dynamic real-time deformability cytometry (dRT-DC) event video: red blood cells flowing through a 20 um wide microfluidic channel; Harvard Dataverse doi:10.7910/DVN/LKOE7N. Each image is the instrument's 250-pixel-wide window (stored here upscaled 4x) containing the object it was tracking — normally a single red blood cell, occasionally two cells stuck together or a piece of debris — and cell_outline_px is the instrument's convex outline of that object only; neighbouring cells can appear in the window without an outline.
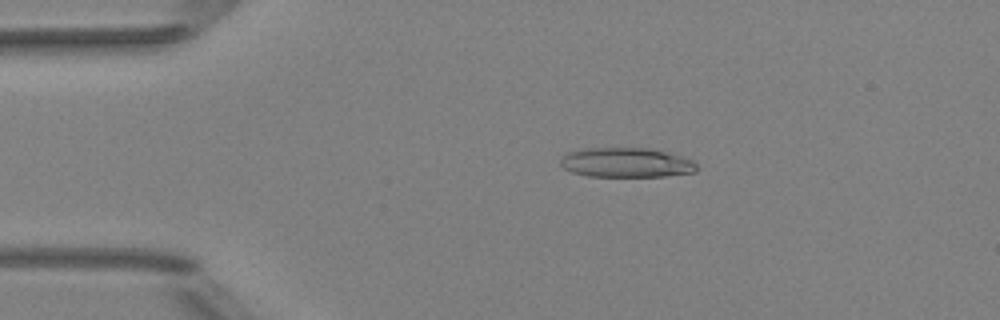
{"species": "Egyptian fruit bat (a non-hibernating species)", "species_latin": "Rousettus aegyptiacus", "temperature_condition": "room temperature", "stored_images_in_passage": 46, "camera_frame_rate_fps": 3000, "um_per_image_px": 0.085, "animal": {"sex": "female"}, "frame": {"image": 1, "passage_image": 5, "time_ms": 1.333, "image_size_px": [1000, 320], "cell_outline_px": [[696, 172], [664, 176], [588, 176], [572, 172], [564, 168], [560, 164], [560, 156], [568, 152], [584, 148], [648, 148], [668, 152], [692, 160], [696, 164]], "centroid_in_image_um": [53.2, 13.81], "position_along_channel_um": 31.8, "area_um2": 23.52}}
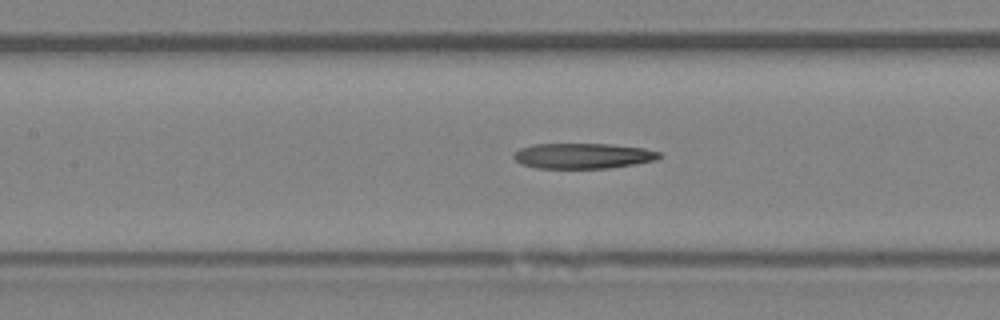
{"frame": {"image": 2, "passage_image": 18, "time_ms": 5.667, "image_size_px": [1000, 320], "cell_outline_px": [[660, 156], [656, 160], [636, 164], [608, 168], [536, 168], [520, 164], [512, 156], [520, 148], [532, 144], [612, 144], [644, 148], [660, 152]], "centroid_in_image_um": [49.54, 13.25], "position_along_channel_um": 157.9, "area_um2": 21.62}}
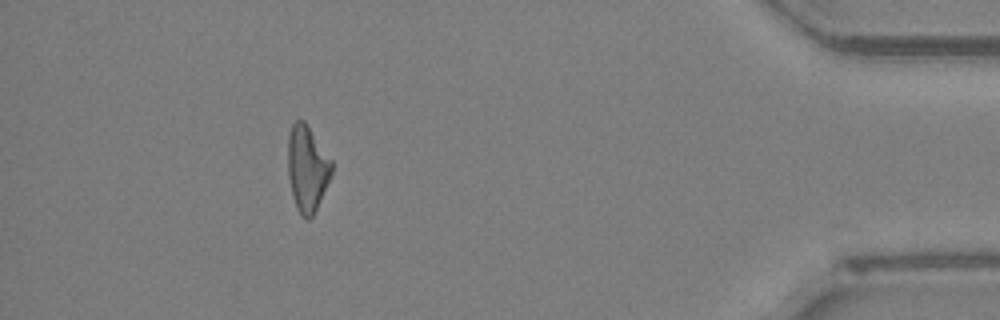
{"frame": {"image": 3, "passage_image": 41, "time_ms": 13.333, "image_size_px": [1000, 320], "cell_outline_px": [[332, 172], [316, 208], [312, 216], [308, 220], [304, 220], [300, 216], [296, 208], [292, 196], [288, 176], [288, 132], [292, 124], [296, 120], [304, 120], [332, 160]], "centroid_in_image_um": [26.08, 14.32], "position_along_channel_um": 409.1, "area_um2": 21.91}}